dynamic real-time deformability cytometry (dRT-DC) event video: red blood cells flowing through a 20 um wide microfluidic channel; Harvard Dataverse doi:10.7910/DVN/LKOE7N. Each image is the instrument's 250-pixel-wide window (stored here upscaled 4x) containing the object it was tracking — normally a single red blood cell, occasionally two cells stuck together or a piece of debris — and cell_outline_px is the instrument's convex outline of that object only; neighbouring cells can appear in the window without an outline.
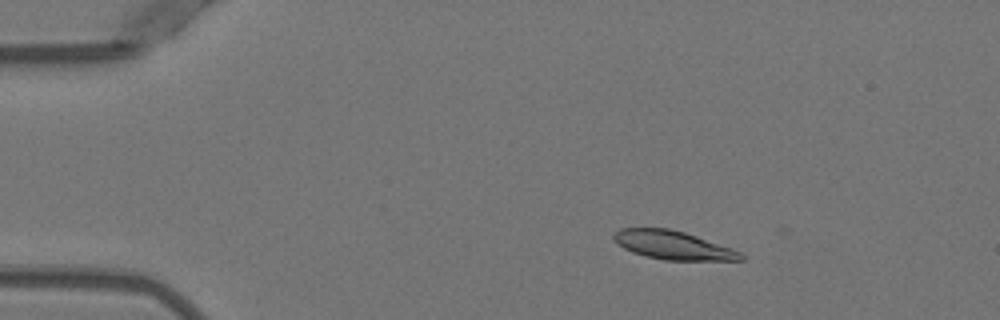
{"species": "Egyptian fruit bat (a non-hibernating species)", "species_latin": "Rousettus aegyptiacus", "temperature_condition": "warm", "stored_images_in_passage": 51, "camera_frame_rate_fps": 3000, "um_per_image_px": 0.085, "animal": {"sex": "female"}, "frame": {"image": 1, "passage_image": 8, "time_ms": 2.333, "image_size_px": [1000, 320], "cell_outline_px": [[744, 260], [664, 260], [644, 256], [632, 252], [616, 244], [612, 240], [612, 236], [620, 228], [668, 228], [684, 232], [732, 248], [740, 252], [744, 256]], "centroid_in_image_um": [57.16, 20.84], "position_along_channel_um": 27.8, "area_um2": 21.15}}
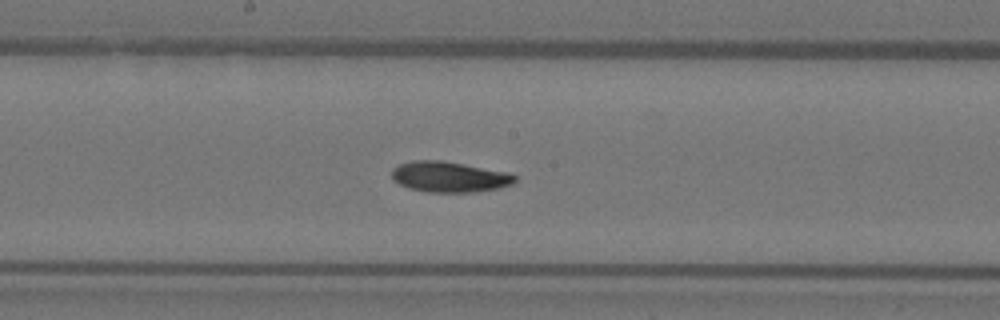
{"frame": {"image": 2, "passage_image": 27, "time_ms": 8.667, "image_size_px": [1000, 320], "cell_outline_px": [[516, 180], [512, 184], [500, 188], [476, 192], [428, 192], [408, 188], [392, 180], [392, 168], [400, 164], [412, 160], [440, 160], [464, 164], [508, 172], [516, 176]], "centroid_in_image_um": [38.19, 15.03], "position_along_channel_um": 210.0, "area_um2": 22.08}}
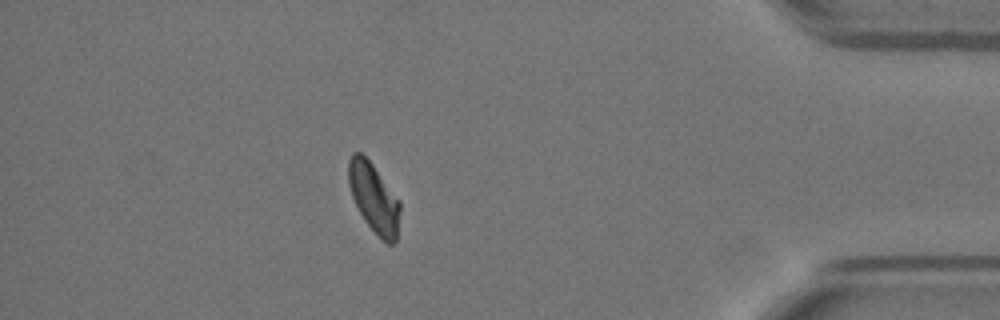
{"frame": {"image": 3, "passage_image": 45, "time_ms": 14.667, "image_size_px": [1000, 320], "cell_outline_px": [[400, 208], [396, 240], [392, 244], [388, 244], [364, 220], [352, 196], [348, 184], [348, 160], [352, 152], [360, 152], [372, 164], [400, 200]], "centroid_in_image_um": [31.77, 16.78], "position_along_channel_um": 403.4, "area_um2": 20.46}, "authors_computed_cell_mechanics": {"area_um2": 21.675, "velocity_mm_per_s": 3.9255, "shape_relaxation_time_tau1_ms": 4.2207, "shape_relaxation_time_tau2_ms": 4.5333, "deformation_change_tau1": 0.1707, "deformation_change_tau2": 0.096}}